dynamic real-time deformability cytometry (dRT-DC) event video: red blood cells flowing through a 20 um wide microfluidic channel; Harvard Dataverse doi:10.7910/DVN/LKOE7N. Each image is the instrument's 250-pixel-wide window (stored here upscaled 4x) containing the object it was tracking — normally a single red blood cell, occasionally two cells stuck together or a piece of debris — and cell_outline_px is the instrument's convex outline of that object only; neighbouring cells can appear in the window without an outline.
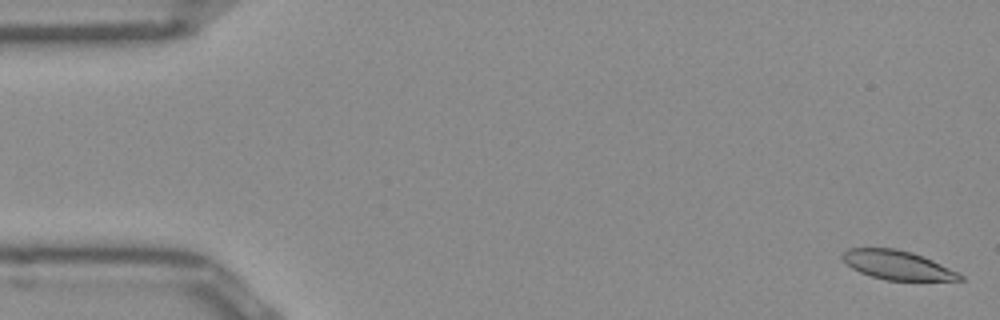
{"species": "Egyptian fruit bat (a non-hibernating species)", "species_latin": "Rousettus aegyptiacus", "temperature_condition": "room temperature", "stored_images_in_passage": 51, "camera_frame_rate_fps": 3000, "um_per_image_px": 0.085, "frame": {"image": 1, "passage_image": 1, "time_ms": 0.0, "image_size_px": [1000, 320], "cell_outline_px": [[964, 280], [888, 280], [872, 276], [860, 272], [852, 268], [840, 256], [848, 248], [896, 248], [912, 252], [932, 260], [964, 276]], "centroid_in_image_um": [76.26, 22.52], "position_along_channel_um": 8.7, "area_um2": 19.54}}
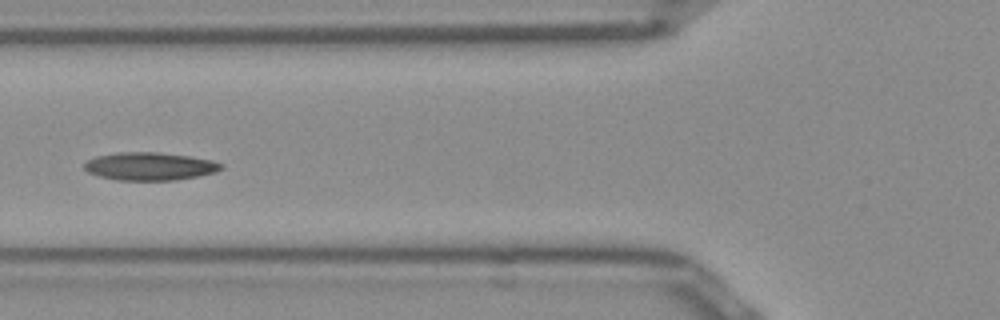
{"frame": {"image": 2, "passage_image": 19, "time_ms": 6.0, "image_size_px": [1000, 320], "cell_outline_px": [[224, 168], [216, 172], [176, 180], [116, 180], [100, 176], [88, 172], [84, 168], [84, 164], [88, 160], [96, 156], [116, 152], [156, 152], [188, 156], [212, 160], [224, 164]], "centroid_in_image_um": [12.74, 14.13], "position_along_channel_um": 113.1, "area_um2": 22.25}}
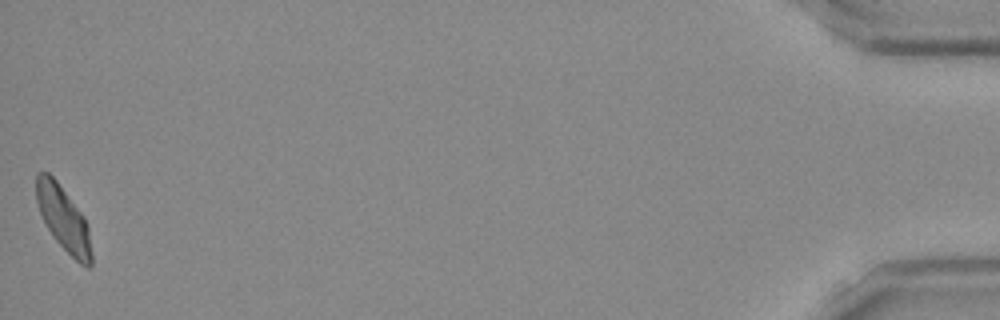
{"frame": {"image": 3, "passage_image": 51, "time_ms": 16.667, "image_size_px": [1000, 320], "cell_outline_px": [[92, 264], [88, 268], [80, 264], [52, 236], [40, 212], [36, 200], [36, 172], [48, 172], [56, 180], [84, 216], [88, 224], [92, 252]], "centroid_in_image_um": [5.41, 18.59], "position_along_channel_um": 429.8, "area_um2": 20.63}, "authors_computed_cell_mechanics": {"area_um2": 21.2704, "velocity_mm_per_s": 3.919, "shape_relaxation_time_tau1_ms": null, "shape_relaxation_time_tau2_ms": 5.4185, "deformation_change_tau1": null, "deformation_change_tau2": 0.1156}}